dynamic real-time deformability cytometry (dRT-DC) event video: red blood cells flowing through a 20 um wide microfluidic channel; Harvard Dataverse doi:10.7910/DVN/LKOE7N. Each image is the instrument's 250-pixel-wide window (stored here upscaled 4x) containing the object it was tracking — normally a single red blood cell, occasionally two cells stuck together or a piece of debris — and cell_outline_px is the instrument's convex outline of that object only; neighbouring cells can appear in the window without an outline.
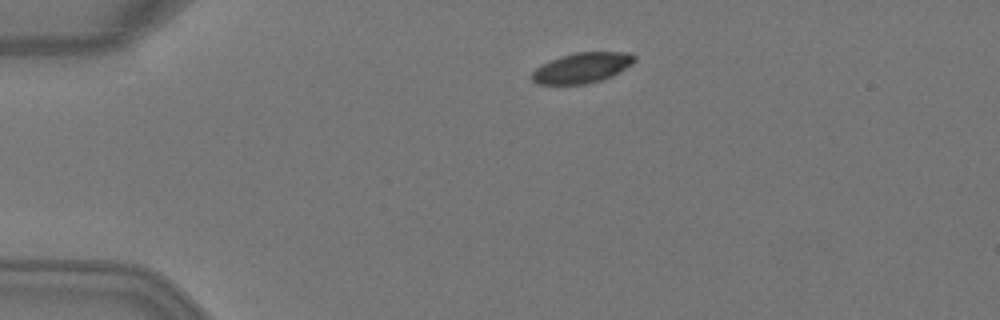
{"species": "Egyptian fruit bat (a non-hibernating species)", "species_latin": "Rousettus aegyptiacus", "temperature_condition": "warm", "stored_images_in_passage": 2, "camera_frame_rate_fps": 3000, "um_per_image_px": 0.085, "animal": {"sex": "female"}, "frame": {"image": 1, "passage_image": 1, "time_ms": 0.0, "image_size_px": [1000, 320], "cell_outline_px": [[636, 60], [632, 64], [612, 76], [600, 80], [584, 84], [536, 84], [532, 80], [532, 72], [536, 68], [560, 56], [576, 52], [628, 52], [636, 56]], "centroid_in_image_um": [49.49, 5.76], "position_along_channel_um": 35.5, "area_um2": 17.98}}